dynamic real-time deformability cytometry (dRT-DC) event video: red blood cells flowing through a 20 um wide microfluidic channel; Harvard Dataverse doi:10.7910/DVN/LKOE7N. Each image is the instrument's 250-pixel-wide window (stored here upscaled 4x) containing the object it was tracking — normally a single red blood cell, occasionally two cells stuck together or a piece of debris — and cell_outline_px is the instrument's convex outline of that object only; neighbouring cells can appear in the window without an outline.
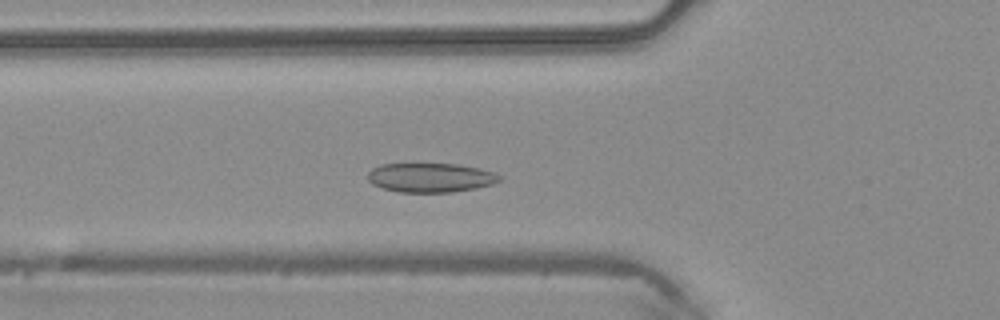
{"species": "common noctule bat (a hibernating species)", "species_latin": "Nyctalus noctula", "temperature_condition": "warm", "stored_images_in_passage": 44, "camera_frame_rate_fps": 3000, "um_per_image_px": 0.085, "animal": {"sex": "male", "body_mass_g": 20.4}, "frame": {"image": 1, "passage_image": 12, "time_ms": 3.667, "image_size_px": [1000, 320], "cell_outline_px": [[504, 180], [492, 184], [452, 192], [400, 192], [384, 188], [372, 184], [368, 180], [368, 172], [372, 168], [380, 164], [456, 164], [480, 168], [496, 172]], "centroid_in_image_um": [36.61, 15.09], "position_along_channel_um": 89.2, "area_um2": 22.43}}
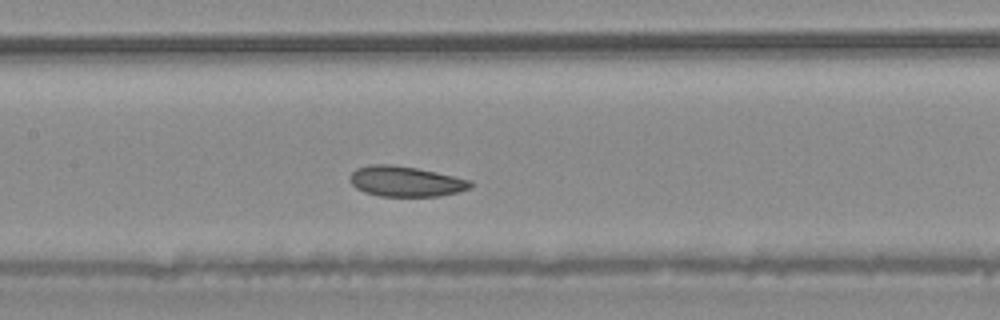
{"frame": {"image": 2, "passage_image": 18, "time_ms": 5.667, "image_size_px": [1000, 320], "cell_outline_px": [[472, 188], [440, 196], [380, 196], [364, 192], [356, 188], [352, 184], [348, 176], [356, 168], [372, 164], [388, 164], [416, 168], [436, 172], [472, 180]], "centroid_in_image_um": [34.47, 15.42], "position_along_channel_um": 172.9, "area_um2": 21.33}}
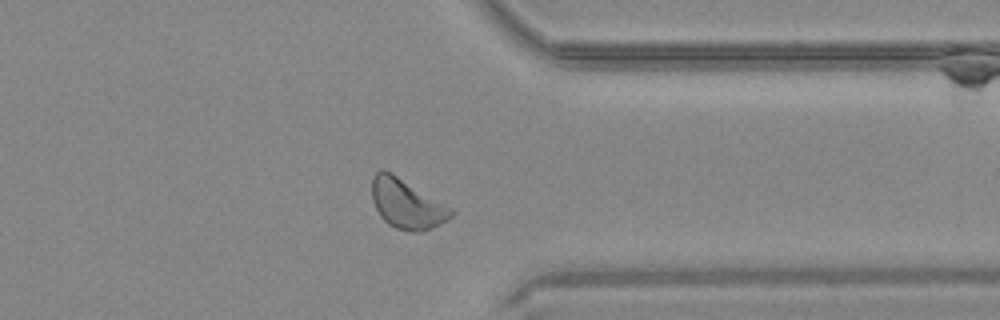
{"frame": {"image": 3, "passage_image": 33, "time_ms": 10.667, "image_size_px": [1000, 320], "cell_outline_px": [[456, 212], [452, 216], [440, 224], [432, 228], [420, 232], [412, 232], [396, 228], [388, 224], [380, 216], [372, 200], [372, 176], [380, 168], [384, 168], [392, 172], [452, 208]], "centroid_in_image_um": [34.56, 17.31], "position_along_channel_um": 376.8, "area_um2": 23.0}, "authors_computed_cell_mechanics": {"area_um2": 22.3397, "velocity_mm_per_s": 4.1565, "shape_relaxation_time_tau1_ms": 1.9498, "shape_relaxation_time_tau2_ms": 7.9673, "deformation_change_tau1": 0.0593, "deformation_change_tau2": 0.1132}}